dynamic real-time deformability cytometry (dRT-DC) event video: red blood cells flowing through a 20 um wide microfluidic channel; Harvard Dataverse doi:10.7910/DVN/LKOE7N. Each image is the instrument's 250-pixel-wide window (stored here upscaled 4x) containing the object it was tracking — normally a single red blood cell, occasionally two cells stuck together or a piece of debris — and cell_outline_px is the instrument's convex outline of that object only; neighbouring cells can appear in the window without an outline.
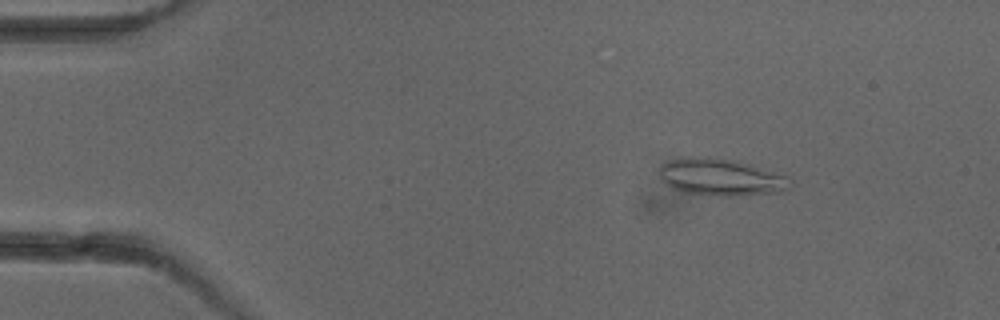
{"species": "common noctule bat (a hibernating species)", "species_latin": "Nyctalus noctula", "temperature_condition": "cold", "stored_images_in_passage": 4, "camera_frame_rate_fps": 3000, "um_per_image_px": 0.085, "animal": {"sex": "female"}, "frame": {"image": 1, "passage_image": 1, "time_ms": 0.0, "image_size_px": [1000, 320], "cell_outline_px": [[792, 184], [788, 188], [776, 192], [732, 196], [720, 196], [684, 192], [672, 188], [664, 184], [660, 180], [656, 172], [660, 164], [664, 160], [692, 156], [716, 156], [748, 164], [788, 176]], "centroid_in_image_um": [61.15, 15.03], "position_along_channel_um": 23.9, "area_um2": 28.67}}